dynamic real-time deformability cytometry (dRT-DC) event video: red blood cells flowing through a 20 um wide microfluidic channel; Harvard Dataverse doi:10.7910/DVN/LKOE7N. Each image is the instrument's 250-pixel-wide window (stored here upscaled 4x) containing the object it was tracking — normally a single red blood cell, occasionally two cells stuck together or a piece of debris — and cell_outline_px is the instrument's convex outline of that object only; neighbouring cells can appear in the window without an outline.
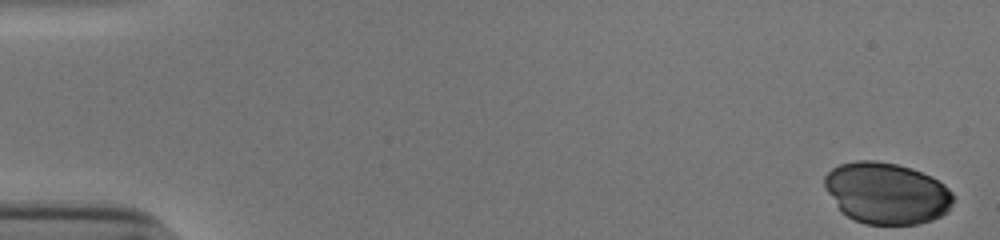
{"species": "human", "species_latin": "Homo sapiens", "temperature_condition": "cold", "stored_images_in_passage": 53, "camera_frame_rate_fps": 3000, "um_per_image_px": 0.085, "donor": {"sex": "male"}, "frame": {"image": 1, "passage_image": 1, "time_ms": 0.0, "image_size_px": [1000, 240], "cell_outline_px": [[952, 200], [948, 212], [932, 220], [916, 224], [864, 224], [848, 216], [836, 204], [828, 192], [824, 184], [824, 176], [832, 168], [840, 164], [856, 160], [876, 160], [896, 164], [912, 168], [932, 176], [944, 184], [952, 192]], "centroid_in_image_um": [75.38, 16.4], "position_along_channel_um": 9.6, "area_um2": 45.95}}
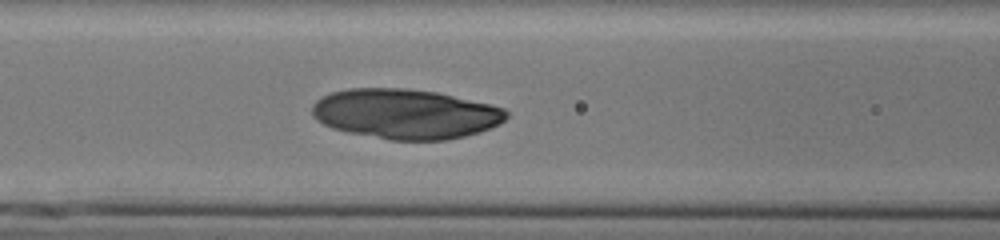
{"frame": {"image": 2, "passage_image": 23, "time_ms": 7.333, "image_size_px": [1000, 240], "cell_outline_px": [[508, 116], [500, 124], [464, 136], [448, 140], [392, 140], [348, 132], [332, 128], [316, 120], [312, 116], [312, 104], [320, 96], [332, 92], [348, 88], [408, 88], [436, 92], [488, 104], [504, 108], [508, 112]], "centroid_in_image_um": [34.41, 9.67], "position_along_channel_um": 132.2, "area_um2": 56.41}}
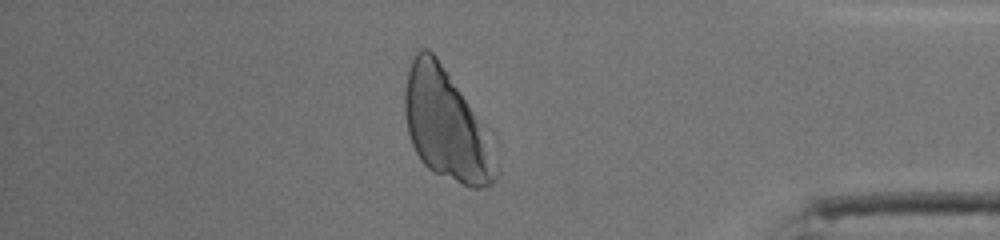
{"frame": {"image": 3, "passage_image": 46, "time_ms": 15.0, "image_size_px": [1000, 240], "cell_outline_px": [[496, 180], [492, 184], [480, 188], [472, 188], [436, 172], [428, 168], [420, 160], [412, 144], [408, 132], [404, 112], [404, 88], [408, 68], [416, 52], [420, 48], [428, 48], [436, 56], [488, 128], [496, 172]], "centroid_in_image_um": [37.91, 10.59], "position_along_channel_um": 397.3, "area_um2": 58.49}}